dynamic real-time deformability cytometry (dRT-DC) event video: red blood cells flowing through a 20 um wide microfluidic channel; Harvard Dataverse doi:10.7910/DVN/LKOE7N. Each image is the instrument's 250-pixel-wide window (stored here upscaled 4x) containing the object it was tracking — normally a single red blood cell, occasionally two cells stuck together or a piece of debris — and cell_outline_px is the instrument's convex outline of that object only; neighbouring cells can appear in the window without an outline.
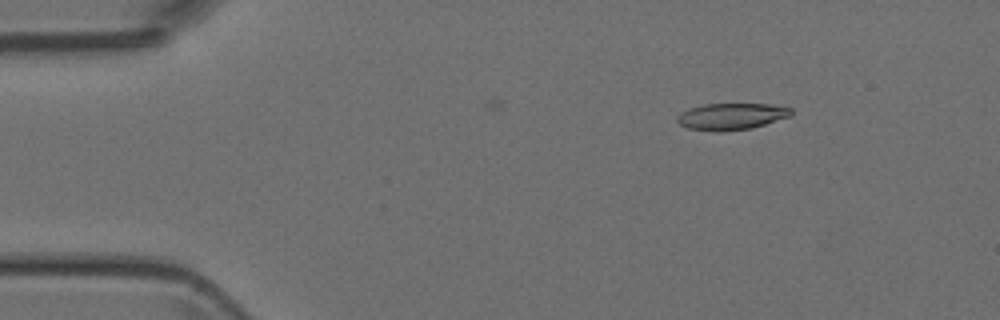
{"species": "Egyptian fruit bat (a non-hibernating species)", "species_latin": "Rousettus aegyptiacus", "temperature_condition": "room temperature", "stored_images_in_passage": 5, "segment_of_instrument_passage": [2, 2], "camera_frame_rate_fps": 3000, "um_per_image_px": 0.085, "animal": {"sex": "female"}, "frame": {"image": 1, "passage_image": 5, "time_ms": 5.667, "image_size_px": [1000, 320], "cell_outline_px": [[792, 112], [788, 116], [752, 128], [716, 132], [688, 128], [680, 124], [676, 120], [676, 116], [680, 112], [688, 108], [704, 104], [772, 104], [792, 108]], "centroid_in_image_um": [62.11, 9.89], "position_along_channel_um": 22.9, "area_um2": 17.63}}